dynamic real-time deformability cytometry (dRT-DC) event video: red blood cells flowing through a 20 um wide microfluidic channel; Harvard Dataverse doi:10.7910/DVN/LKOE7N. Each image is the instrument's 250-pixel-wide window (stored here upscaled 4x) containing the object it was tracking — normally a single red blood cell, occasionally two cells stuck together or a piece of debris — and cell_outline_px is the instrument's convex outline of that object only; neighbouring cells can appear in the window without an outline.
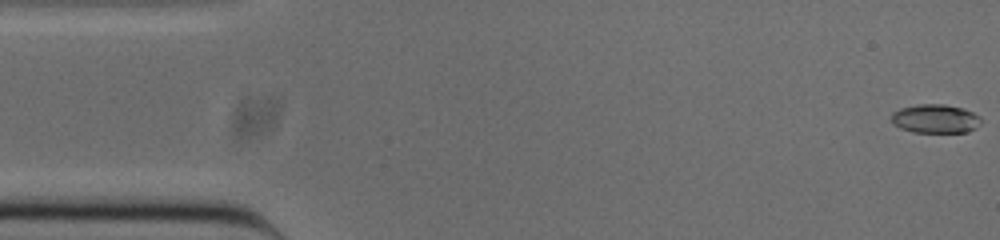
{"species": "common noctule bat (a hibernating species)", "species_latin": "Nyctalus noctula", "temperature_condition": "cold", "stored_images_in_passage": 52, "camera_frame_rate_fps": 3000, "um_per_image_px": 0.085, "animal": {"sex": "male", "body_mass_g": 20.0, "forearm_length_mm": 53.3}, "frame": {"image": 1, "passage_image": 1, "time_ms": 0.0, "image_size_px": [1000, 240], "cell_outline_px": [[980, 124], [976, 128], [968, 132], [912, 132], [900, 128], [892, 124], [892, 112], [900, 108], [920, 104], [944, 104], [964, 108], [980, 116]], "centroid_in_image_um": [79.5, 10.09], "position_along_channel_um": 5.5, "area_um2": 15.14}}
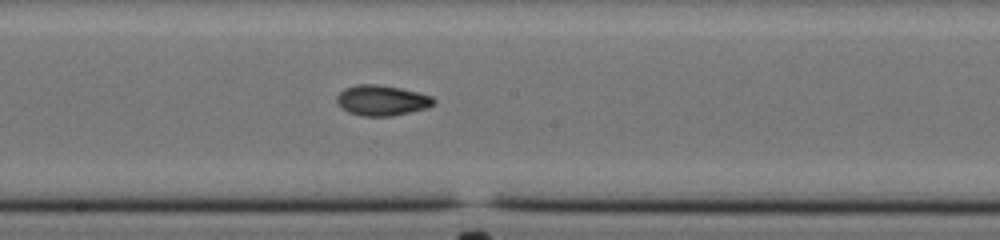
{"frame": {"image": 2, "passage_image": 27, "time_ms": 8.667, "image_size_px": [1000, 240], "cell_outline_px": [[436, 100], [428, 108], [392, 116], [360, 116], [348, 112], [336, 100], [336, 96], [344, 88], [356, 84], [376, 84], [400, 88], [432, 96]], "centroid_in_image_um": [32.45, 8.53], "position_along_channel_um": 215.7, "area_um2": 17.11}}
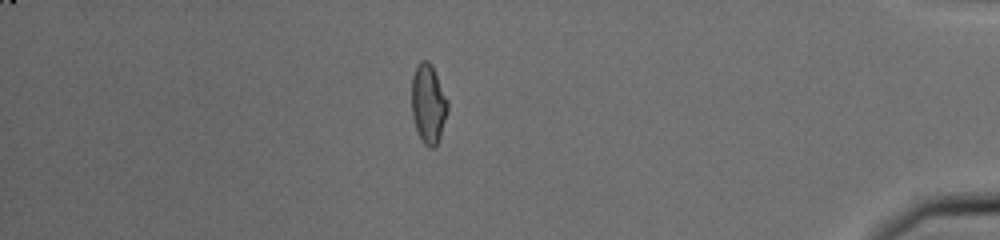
{"frame": {"image": 3, "passage_image": 45, "time_ms": 14.667, "image_size_px": [1000, 240], "cell_outline_px": [[448, 108], [440, 136], [436, 144], [432, 148], [428, 148], [424, 144], [416, 128], [412, 116], [412, 76], [420, 60], [428, 60], [432, 64], [448, 100]], "centroid_in_image_um": [36.4, 8.79], "position_along_channel_um": 398.8, "area_um2": 16.53}, "authors_computed_cell_mechanics": {"area_um2": 16.5308, "velocity_mm_per_s": 3.867, "shape_relaxation_time_tau1_ms": 7.9592, "shape_relaxation_time_tau2_ms": 2.466, "deformation_change_tau1": 0.2314, "deformation_change_tau2": 0.0717}}